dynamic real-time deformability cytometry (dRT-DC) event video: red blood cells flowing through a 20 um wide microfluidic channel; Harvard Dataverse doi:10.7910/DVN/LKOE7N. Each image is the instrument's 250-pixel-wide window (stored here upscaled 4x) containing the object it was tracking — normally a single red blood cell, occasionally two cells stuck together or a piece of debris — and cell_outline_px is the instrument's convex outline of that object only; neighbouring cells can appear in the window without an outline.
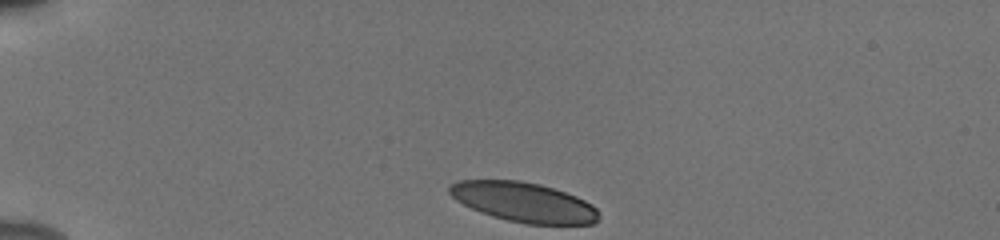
{"species": "human", "species_latin": "Homo sapiens", "temperature_condition": "cold", "stored_images_in_passage": 36, "camera_frame_rate_fps": 3000, "um_per_image_px": 0.085, "donor": {"sex": "male"}, "frame": {"image": 1, "passage_image": 1, "time_ms": 0.0, "image_size_px": [1000, 240], "cell_outline_px": [[600, 220], [592, 224], [524, 224], [492, 216], [480, 212], [456, 200], [448, 192], [448, 188], [456, 180], [520, 180], [540, 184], [576, 196], [592, 204], [600, 212]], "centroid_in_image_um": [44.54, 17.18], "position_along_channel_um": 40.5, "area_um2": 34.62}}
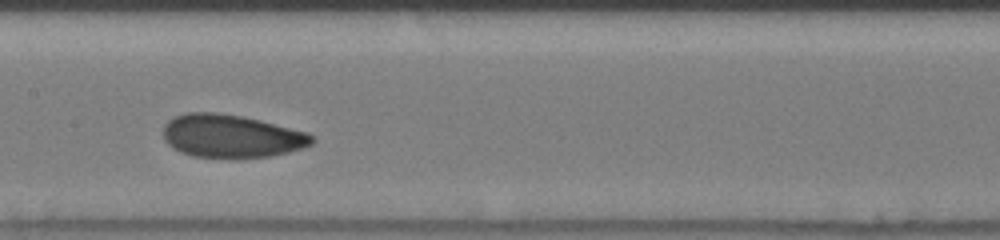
{"frame": {"image": 2, "passage_image": 17, "time_ms": 5.333, "image_size_px": [1000, 240], "cell_outline_px": [[316, 140], [312, 144], [288, 152], [268, 156], [192, 156], [180, 152], [172, 148], [164, 140], [164, 124], [172, 116], [184, 112], [216, 112], [244, 116], [308, 132], [316, 136]], "centroid_in_image_um": [19.65, 11.53], "position_along_channel_um": 187.8, "area_um2": 37.17}}
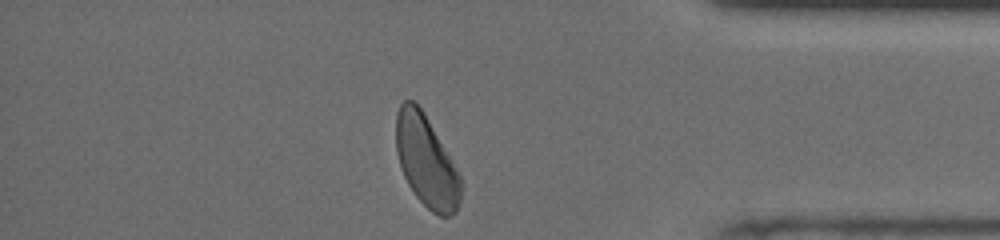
{"frame": {"image": 3, "passage_image": 35, "time_ms": 11.333, "image_size_px": [1000, 240], "cell_outline_px": [[460, 200], [456, 212], [448, 216], [440, 216], [432, 212], [412, 192], [404, 176], [396, 152], [396, 112], [400, 104], [404, 100], [412, 100], [424, 112], [456, 168], [460, 176]], "centroid_in_image_um": [36.21, 13.7], "position_along_channel_um": 399.0, "area_um2": 34.1}, "authors_computed_cell_mechanics": {"area_um2": 36.8186, "velocity_mm_per_s": 3.833, "shape_relaxation_time_tau1_ms": 2.7068, "shape_relaxation_time_tau2_ms": 1.6945, "deformation_change_tau1": 0.1216, "deformation_change_tau2": 0.0766}}